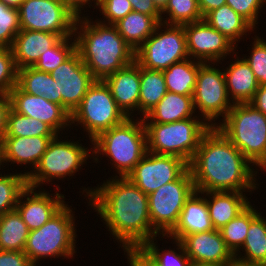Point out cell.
<instances>
[{
	"label": "cell",
	"mask_w": 266,
	"mask_h": 266,
	"mask_svg": "<svg viewBox=\"0 0 266 266\" xmlns=\"http://www.w3.org/2000/svg\"><path fill=\"white\" fill-rule=\"evenodd\" d=\"M113 176V177H112ZM106 178L97 187L83 188L88 206L97 212L110 235L127 254L138 251L147 241L159 237L152 228L148 195L127 177Z\"/></svg>",
	"instance_id": "cell-1"
},
{
	"label": "cell",
	"mask_w": 266,
	"mask_h": 266,
	"mask_svg": "<svg viewBox=\"0 0 266 266\" xmlns=\"http://www.w3.org/2000/svg\"><path fill=\"white\" fill-rule=\"evenodd\" d=\"M189 169L197 192L252 193L259 186V172L217 127L202 136Z\"/></svg>",
	"instance_id": "cell-2"
},
{
	"label": "cell",
	"mask_w": 266,
	"mask_h": 266,
	"mask_svg": "<svg viewBox=\"0 0 266 266\" xmlns=\"http://www.w3.org/2000/svg\"><path fill=\"white\" fill-rule=\"evenodd\" d=\"M76 50L95 80H104L135 61V51L114 25L77 17L74 28Z\"/></svg>",
	"instance_id": "cell-3"
},
{
	"label": "cell",
	"mask_w": 266,
	"mask_h": 266,
	"mask_svg": "<svg viewBox=\"0 0 266 266\" xmlns=\"http://www.w3.org/2000/svg\"><path fill=\"white\" fill-rule=\"evenodd\" d=\"M92 147L93 162H101L99 160L105 155L111 159V168L116 169L115 177L117 174L118 177H127L147 152V135L142 118L130 117L103 131L92 140Z\"/></svg>",
	"instance_id": "cell-4"
},
{
	"label": "cell",
	"mask_w": 266,
	"mask_h": 266,
	"mask_svg": "<svg viewBox=\"0 0 266 266\" xmlns=\"http://www.w3.org/2000/svg\"><path fill=\"white\" fill-rule=\"evenodd\" d=\"M216 127L258 170L266 159V115L249 103L233 104Z\"/></svg>",
	"instance_id": "cell-5"
},
{
	"label": "cell",
	"mask_w": 266,
	"mask_h": 266,
	"mask_svg": "<svg viewBox=\"0 0 266 266\" xmlns=\"http://www.w3.org/2000/svg\"><path fill=\"white\" fill-rule=\"evenodd\" d=\"M72 210L67 203L42 227L30 231L24 253L35 266H41V258H74L77 231Z\"/></svg>",
	"instance_id": "cell-6"
},
{
	"label": "cell",
	"mask_w": 266,
	"mask_h": 266,
	"mask_svg": "<svg viewBox=\"0 0 266 266\" xmlns=\"http://www.w3.org/2000/svg\"><path fill=\"white\" fill-rule=\"evenodd\" d=\"M147 151L192 161L202 136L211 128L201 117L171 123H144Z\"/></svg>",
	"instance_id": "cell-7"
},
{
	"label": "cell",
	"mask_w": 266,
	"mask_h": 266,
	"mask_svg": "<svg viewBox=\"0 0 266 266\" xmlns=\"http://www.w3.org/2000/svg\"><path fill=\"white\" fill-rule=\"evenodd\" d=\"M60 136L57 134L49 142L39 164L27 176L28 187L38 189L54 179L64 180L67 176L72 179V176L84 167L83 164L87 165V160L90 154L92 155V146L88 149L73 139L61 141Z\"/></svg>",
	"instance_id": "cell-8"
},
{
	"label": "cell",
	"mask_w": 266,
	"mask_h": 266,
	"mask_svg": "<svg viewBox=\"0 0 266 266\" xmlns=\"http://www.w3.org/2000/svg\"><path fill=\"white\" fill-rule=\"evenodd\" d=\"M127 118L106 83L103 80H95L80 105L71 114V128L73 129V124L83 127L92 144V140L100 133L121 124Z\"/></svg>",
	"instance_id": "cell-9"
},
{
	"label": "cell",
	"mask_w": 266,
	"mask_h": 266,
	"mask_svg": "<svg viewBox=\"0 0 266 266\" xmlns=\"http://www.w3.org/2000/svg\"><path fill=\"white\" fill-rule=\"evenodd\" d=\"M187 58L189 56L184 25L163 22L158 24L154 33L135 51V62L152 70L163 71Z\"/></svg>",
	"instance_id": "cell-10"
},
{
	"label": "cell",
	"mask_w": 266,
	"mask_h": 266,
	"mask_svg": "<svg viewBox=\"0 0 266 266\" xmlns=\"http://www.w3.org/2000/svg\"><path fill=\"white\" fill-rule=\"evenodd\" d=\"M195 191L192 173L188 169L179 179L148 195L152 228L160 236H167L174 229L186 201Z\"/></svg>",
	"instance_id": "cell-11"
},
{
	"label": "cell",
	"mask_w": 266,
	"mask_h": 266,
	"mask_svg": "<svg viewBox=\"0 0 266 266\" xmlns=\"http://www.w3.org/2000/svg\"><path fill=\"white\" fill-rule=\"evenodd\" d=\"M217 64L209 62L200 65L193 94L195 112L198 109V116L210 127H216L218 122L215 121L220 119V123L233 107L227 93L223 69L216 68L219 66Z\"/></svg>",
	"instance_id": "cell-12"
},
{
	"label": "cell",
	"mask_w": 266,
	"mask_h": 266,
	"mask_svg": "<svg viewBox=\"0 0 266 266\" xmlns=\"http://www.w3.org/2000/svg\"><path fill=\"white\" fill-rule=\"evenodd\" d=\"M18 12L21 29L74 36L77 16L60 0H23Z\"/></svg>",
	"instance_id": "cell-13"
},
{
	"label": "cell",
	"mask_w": 266,
	"mask_h": 266,
	"mask_svg": "<svg viewBox=\"0 0 266 266\" xmlns=\"http://www.w3.org/2000/svg\"><path fill=\"white\" fill-rule=\"evenodd\" d=\"M188 169L189 164L177 156L147 151L127 178L149 195L161 186L179 179Z\"/></svg>",
	"instance_id": "cell-14"
},
{
	"label": "cell",
	"mask_w": 266,
	"mask_h": 266,
	"mask_svg": "<svg viewBox=\"0 0 266 266\" xmlns=\"http://www.w3.org/2000/svg\"><path fill=\"white\" fill-rule=\"evenodd\" d=\"M188 56L203 63H221L238 48L204 19L184 25Z\"/></svg>",
	"instance_id": "cell-15"
},
{
	"label": "cell",
	"mask_w": 266,
	"mask_h": 266,
	"mask_svg": "<svg viewBox=\"0 0 266 266\" xmlns=\"http://www.w3.org/2000/svg\"><path fill=\"white\" fill-rule=\"evenodd\" d=\"M61 95V106L71 115L80 105L89 87L95 82L76 50L50 73Z\"/></svg>",
	"instance_id": "cell-16"
},
{
	"label": "cell",
	"mask_w": 266,
	"mask_h": 266,
	"mask_svg": "<svg viewBox=\"0 0 266 266\" xmlns=\"http://www.w3.org/2000/svg\"><path fill=\"white\" fill-rule=\"evenodd\" d=\"M10 107L17 113L38 119L49 125L57 134L71 128V115L61 106L44 96L22 91L17 85L8 93Z\"/></svg>",
	"instance_id": "cell-17"
},
{
	"label": "cell",
	"mask_w": 266,
	"mask_h": 266,
	"mask_svg": "<svg viewBox=\"0 0 266 266\" xmlns=\"http://www.w3.org/2000/svg\"><path fill=\"white\" fill-rule=\"evenodd\" d=\"M38 190L27 186L20 193L16 206L30 231L42 227L66 204L65 196L59 193V185L54 196L44 188Z\"/></svg>",
	"instance_id": "cell-18"
},
{
	"label": "cell",
	"mask_w": 266,
	"mask_h": 266,
	"mask_svg": "<svg viewBox=\"0 0 266 266\" xmlns=\"http://www.w3.org/2000/svg\"><path fill=\"white\" fill-rule=\"evenodd\" d=\"M179 241L192 262L225 266L235 260L219 230L184 235Z\"/></svg>",
	"instance_id": "cell-19"
},
{
	"label": "cell",
	"mask_w": 266,
	"mask_h": 266,
	"mask_svg": "<svg viewBox=\"0 0 266 266\" xmlns=\"http://www.w3.org/2000/svg\"><path fill=\"white\" fill-rule=\"evenodd\" d=\"M55 136L3 137L0 142L3 165L8 163L22 166L30 165V171H24L27 177L39 164L49 142ZM8 162V163H7ZM5 163V164H4Z\"/></svg>",
	"instance_id": "cell-20"
},
{
	"label": "cell",
	"mask_w": 266,
	"mask_h": 266,
	"mask_svg": "<svg viewBox=\"0 0 266 266\" xmlns=\"http://www.w3.org/2000/svg\"><path fill=\"white\" fill-rule=\"evenodd\" d=\"M103 81L109 87L118 107L128 118L138 115L134 112L138 113L140 66L135 61L123 69L117 70Z\"/></svg>",
	"instance_id": "cell-21"
},
{
	"label": "cell",
	"mask_w": 266,
	"mask_h": 266,
	"mask_svg": "<svg viewBox=\"0 0 266 266\" xmlns=\"http://www.w3.org/2000/svg\"><path fill=\"white\" fill-rule=\"evenodd\" d=\"M62 37L58 34L21 29L11 46L17 69L33 67L44 52Z\"/></svg>",
	"instance_id": "cell-22"
},
{
	"label": "cell",
	"mask_w": 266,
	"mask_h": 266,
	"mask_svg": "<svg viewBox=\"0 0 266 266\" xmlns=\"http://www.w3.org/2000/svg\"><path fill=\"white\" fill-rule=\"evenodd\" d=\"M204 196L195 191L186 201L174 229L162 237L180 240L184 235L214 230Z\"/></svg>",
	"instance_id": "cell-23"
},
{
	"label": "cell",
	"mask_w": 266,
	"mask_h": 266,
	"mask_svg": "<svg viewBox=\"0 0 266 266\" xmlns=\"http://www.w3.org/2000/svg\"><path fill=\"white\" fill-rule=\"evenodd\" d=\"M200 193L206 195L209 217L215 230H220L251 204L244 192L213 191Z\"/></svg>",
	"instance_id": "cell-24"
},
{
	"label": "cell",
	"mask_w": 266,
	"mask_h": 266,
	"mask_svg": "<svg viewBox=\"0 0 266 266\" xmlns=\"http://www.w3.org/2000/svg\"><path fill=\"white\" fill-rule=\"evenodd\" d=\"M235 56V61L223 68L227 93L233 104L249 103L259 85L253 71L244 58Z\"/></svg>",
	"instance_id": "cell-25"
},
{
	"label": "cell",
	"mask_w": 266,
	"mask_h": 266,
	"mask_svg": "<svg viewBox=\"0 0 266 266\" xmlns=\"http://www.w3.org/2000/svg\"><path fill=\"white\" fill-rule=\"evenodd\" d=\"M193 95L167 92L166 95L143 118L144 123H171L194 115ZM150 121V122H149Z\"/></svg>",
	"instance_id": "cell-26"
},
{
	"label": "cell",
	"mask_w": 266,
	"mask_h": 266,
	"mask_svg": "<svg viewBox=\"0 0 266 266\" xmlns=\"http://www.w3.org/2000/svg\"><path fill=\"white\" fill-rule=\"evenodd\" d=\"M204 20L236 46L245 35H251L254 31V28L227 4L209 12Z\"/></svg>",
	"instance_id": "cell-27"
},
{
	"label": "cell",
	"mask_w": 266,
	"mask_h": 266,
	"mask_svg": "<svg viewBox=\"0 0 266 266\" xmlns=\"http://www.w3.org/2000/svg\"><path fill=\"white\" fill-rule=\"evenodd\" d=\"M266 217L261 213L250 223L243 246L234 254L235 260L253 266H266ZM244 252V256L241 254Z\"/></svg>",
	"instance_id": "cell-28"
},
{
	"label": "cell",
	"mask_w": 266,
	"mask_h": 266,
	"mask_svg": "<svg viewBox=\"0 0 266 266\" xmlns=\"http://www.w3.org/2000/svg\"><path fill=\"white\" fill-rule=\"evenodd\" d=\"M159 23L153 16L132 11L114 26L126 43L136 51L154 33Z\"/></svg>",
	"instance_id": "cell-29"
},
{
	"label": "cell",
	"mask_w": 266,
	"mask_h": 266,
	"mask_svg": "<svg viewBox=\"0 0 266 266\" xmlns=\"http://www.w3.org/2000/svg\"><path fill=\"white\" fill-rule=\"evenodd\" d=\"M22 91L35 95L44 96L46 99L61 105V95H58L56 81L50 73L42 72L34 67L17 69V84Z\"/></svg>",
	"instance_id": "cell-30"
},
{
	"label": "cell",
	"mask_w": 266,
	"mask_h": 266,
	"mask_svg": "<svg viewBox=\"0 0 266 266\" xmlns=\"http://www.w3.org/2000/svg\"><path fill=\"white\" fill-rule=\"evenodd\" d=\"M203 62L187 58L163 70L168 92L193 95L199 67Z\"/></svg>",
	"instance_id": "cell-31"
},
{
	"label": "cell",
	"mask_w": 266,
	"mask_h": 266,
	"mask_svg": "<svg viewBox=\"0 0 266 266\" xmlns=\"http://www.w3.org/2000/svg\"><path fill=\"white\" fill-rule=\"evenodd\" d=\"M167 92L165 78L161 70H152L140 66L138 114L142 115L141 118L150 112Z\"/></svg>",
	"instance_id": "cell-32"
},
{
	"label": "cell",
	"mask_w": 266,
	"mask_h": 266,
	"mask_svg": "<svg viewBox=\"0 0 266 266\" xmlns=\"http://www.w3.org/2000/svg\"><path fill=\"white\" fill-rule=\"evenodd\" d=\"M29 233L17 209L0 216V250L24 252Z\"/></svg>",
	"instance_id": "cell-33"
},
{
	"label": "cell",
	"mask_w": 266,
	"mask_h": 266,
	"mask_svg": "<svg viewBox=\"0 0 266 266\" xmlns=\"http://www.w3.org/2000/svg\"><path fill=\"white\" fill-rule=\"evenodd\" d=\"M157 237L150 239L147 241L138 252L152 265V266H189L191 260L187 256L185 249L182 243L179 240H173V244L175 248L169 250L159 249L157 246ZM156 241V242H155Z\"/></svg>",
	"instance_id": "cell-34"
},
{
	"label": "cell",
	"mask_w": 266,
	"mask_h": 266,
	"mask_svg": "<svg viewBox=\"0 0 266 266\" xmlns=\"http://www.w3.org/2000/svg\"><path fill=\"white\" fill-rule=\"evenodd\" d=\"M46 123L15 112L11 107L7 113L6 132L3 137L56 136Z\"/></svg>",
	"instance_id": "cell-35"
},
{
	"label": "cell",
	"mask_w": 266,
	"mask_h": 266,
	"mask_svg": "<svg viewBox=\"0 0 266 266\" xmlns=\"http://www.w3.org/2000/svg\"><path fill=\"white\" fill-rule=\"evenodd\" d=\"M253 207L254 205L250 204L241 214L219 230L226 246L233 254L243 246L250 223L260 214L259 210Z\"/></svg>",
	"instance_id": "cell-36"
},
{
	"label": "cell",
	"mask_w": 266,
	"mask_h": 266,
	"mask_svg": "<svg viewBox=\"0 0 266 266\" xmlns=\"http://www.w3.org/2000/svg\"><path fill=\"white\" fill-rule=\"evenodd\" d=\"M161 15L166 17L161 22L173 25H186L204 19L198 0H168Z\"/></svg>",
	"instance_id": "cell-37"
},
{
	"label": "cell",
	"mask_w": 266,
	"mask_h": 266,
	"mask_svg": "<svg viewBox=\"0 0 266 266\" xmlns=\"http://www.w3.org/2000/svg\"><path fill=\"white\" fill-rule=\"evenodd\" d=\"M27 187V177L22 173H0V216L16 209L20 193Z\"/></svg>",
	"instance_id": "cell-38"
},
{
	"label": "cell",
	"mask_w": 266,
	"mask_h": 266,
	"mask_svg": "<svg viewBox=\"0 0 266 266\" xmlns=\"http://www.w3.org/2000/svg\"><path fill=\"white\" fill-rule=\"evenodd\" d=\"M73 37H62L53 47L40 55L33 67L51 73L76 51V41Z\"/></svg>",
	"instance_id": "cell-39"
},
{
	"label": "cell",
	"mask_w": 266,
	"mask_h": 266,
	"mask_svg": "<svg viewBox=\"0 0 266 266\" xmlns=\"http://www.w3.org/2000/svg\"><path fill=\"white\" fill-rule=\"evenodd\" d=\"M18 8L0 1V46L11 48L15 36L20 32Z\"/></svg>",
	"instance_id": "cell-40"
},
{
	"label": "cell",
	"mask_w": 266,
	"mask_h": 266,
	"mask_svg": "<svg viewBox=\"0 0 266 266\" xmlns=\"http://www.w3.org/2000/svg\"><path fill=\"white\" fill-rule=\"evenodd\" d=\"M250 56H244L245 61L253 71L258 85H266V40L259 36L253 37ZM247 57V58H246Z\"/></svg>",
	"instance_id": "cell-41"
},
{
	"label": "cell",
	"mask_w": 266,
	"mask_h": 266,
	"mask_svg": "<svg viewBox=\"0 0 266 266\" xmlns=\"http://www.w3.org/2000/svg\"><path fill=\"white\" fill-rule=\"evenodd\" d=\"M17 84V68L12 50L0 46V93H9Z\"/></svg>",
	"instance_id": "cell-42"
},
{
	"label": "cell",
	"mask_w": 266,
	"mask_h": 266,
	"mask_svg": "<svg viewBox=\"0 0 266 266\" xmlns=\"http://www.w3.org/2000/svg\"><path fill=\"white\" fill-rule=\"evenodd\" d=\"M97 9L103 16L97 21L107 25H114L133 11L129 0H99Z\"/></svg>",
	"instance_id": "cell-43"
},
{
	"label": "cell",
	"mask_w": 266,
	"mask_h": 266,
	"mask_svg": "<svg viewBox=\"0 0 266 266\" xmlns=\"http://www.w3.org/2000/svg\"><path fill=\"white\" fill-rule=\"evenodd\" d=\"M236 13L243 17L255 30L258 24V17L263 6L265 7V0H226ZM265 4V5H264Z\"/></svg>",
	"instance_id": "cell-44"
},
{
	"label": "cell",
	"mask_w": 266,
	"mask_h": 266,
	"mask_svg": "<svg viewBox=\"0 0 266 266\" xmlns=\"http://www.w3.org/2000/svg\"><path fill=\"white\" fill-rule=\"evenodd\" d=\"M0 266H35L22 251L0 250Z\"/></svg>",
	"instance_id": "cell-45"
},
{
	"label": "cell",
	"mask_w": 266,
	"mask_h": 266,
	"mask_svg": "<svg viewBox=\"0 0 266 266\" xmlns=\"http://www.w3.org/2000/svg\"><path fill=\"white\" fill-rule=\"evenodd\" d=\"M129 1L133 11L140 12L148 16H153L159 22H161L163 16L161 15V12L157 9V7L154 5L153 0H129Z\"/></svg>",
	"instance_id": "cell-46"
},
{
	"label": "cell",
	"mask_w": 266,
	"mask_h": 266,
	"mask_svg": "<svg viewBox=\"0 0 266 266\" xmlns=\"http://www.w3.org/2000/svg\"><path fill=\"white\" fill-rule=\"evenodd\" d=\"M10 109V98L7 93H0V142L6 132L7 113Z\"/></svg>",
	"instance_id": "cell-47"
},
{
	"label": "cell",
	"mask_w": 266,
	"mask_h": 266,
	"mask_svg": "<svg viewBox=\"0 0 266 266\" xmlns=\"http://www.w3.org/2000/svg\"><path fill=\"white\" fill-rule=\"evenodd\" d=\"M249 104L266 115V85L259 86Z\"/></svg>",
	"instance_id": "cell-48"
},
{
	"label": "cell",
	"mask_w": 266,
	"mask_h": 266,
	"mask_svg": "<svg viewBox=\"0 0 266 266\" xmlns=\"http://www.w3.org/2000/svg\"><path fill=\"white\" fill-rule=\"evenodd\" d=\"M94 4H93V3ZM99 0H69V9L77 16L82 17L85 14L82 13V10L87 9V5L92 8H97ZM94 6H93V5ZM85 7V8H84Z\"/></svg>",
	"instance_id": "cell-49"
},
{
	"label": "cell",
	"mask_w": 266,
	"mask_h": 266,
	"mask_svg": "<svg viewBox=\"0 0 266 266\" xmlns=\"http://www.w3.org/2000/svg\"><path fill=\"white\" fill-rule=\"evenodd\" d=\"M198 4L204 18L212 10L225 5L226 0H198Z\"/></svg>",
	"instance_id": "cell-50"
},
{
	"label": "cell",
	"mask_w": 266,
	"mask_h": 266,
	"mask_svg": "<svg viewBox=\"0 0 266 266\" xmlns=\"http://www.w3.org/2000/svg\"><path fill=\"white\" fill-rule=\"evenodd\" d=\"M125 255L129 266H152L138 251Z\"/></svg>",
	"instance_id": "cell-51"
},
{
	"label": "cell",
	"mask_w": 266,
	"mask_h": 266,
	"mask_svg": "<svg viewBox=\"0 0 266 266\" xmlns=\"http://www.w3.org/2000/svg\"><path fill=\"white\" fill-rule=\"evenodd\" d=\"M153 3L157 9L162 12L168 3V0H153Z\"/></svg>",
	"instance_id": "cell-52"
},
{
	"label": "cell",
	"mask_w": 266,
	"mask_h": 266,
	"mask_svg": "<svg viewBox=\"0 0 266 266\" xmlns=\"http://www.w3.org/2000/svg\"><path fill=\"white\" fill-rule=\"evenodd\" d=\"M8 6L18 8L23 0H0Z\"/></svg>",
	"instance_id": "cell-53"
},
{
	"label": "cell",
	"mask_w": 266,
	"mask_h": 266,
	"mask_svg": "<svg viewBox=\"0 0 266 266\" xmlns=\"http://www.w3.org/2000/svg\"><path fill=\"white\" fill-rule=\"evenodd\" d=\"M189 266H219L212 263L190 262Z\"/></svg>",
	"instance_id": "cell-54"
},
{
	"label": "cell",
	"mask_w": 266,
	"mask_h": 266,
	"mask_svg": "<svg viewBox=\"0 0 266 266\" xmlns=\"http://www.w3.org/2000/svg\"><path fill=\"white\" fill-rule=\"evenodd\" d=\"M225 266H253V265L243 264L241 262L234 260L233 262L226 264Z\"/></svg>",
	"instance_id": "cell-55"
},
{
	"label": "cell",
	"mask_w": 266,
	"mask_h": 266,
	"mask_svg": "<svg viewBox=\"0 0 266 266\" xmlns=\"http://www.w3.org/2000/svg\"><path fill=\"white\" fill-rule=\"evenodd\" d=\"M257 168L266 172V159Z\"/></svg>",
	"instance_id": "cell-56"
},
{
	"label": "cell",
	"mask_w": 266,
	"mask_h": 266,
	"mask_svg": "<svg viewBox=\"0 0 266 266\" xmlns=\"http://www.w3.org/2000/svg\"><path fill=\"white\" fill-rule=\"evenodd\" d=\"M3 162H2V154H1V148H0V170H1V168L3 167H5V166H3V164H2ZM1 165H2V167H1ZM1 173V172H0Z\"/></svg>",
	"instance_id": "cell-57"
},
{
	"label": "cell",
	"mask_w": 266,
	"mask_h": 266,
	"mask_svg": "<svg viewBox=\"0 0 266 266\" xmlns=\"http://www.w3.org/2000/svg\"><path fill=\"white\" fill-rule=\"evenodd\" d=\"M60 1L64 2L67 5V7L69 8V0H60Z\"/></svg>",
	"instance_id": "cell-58"
}]
</instances>
